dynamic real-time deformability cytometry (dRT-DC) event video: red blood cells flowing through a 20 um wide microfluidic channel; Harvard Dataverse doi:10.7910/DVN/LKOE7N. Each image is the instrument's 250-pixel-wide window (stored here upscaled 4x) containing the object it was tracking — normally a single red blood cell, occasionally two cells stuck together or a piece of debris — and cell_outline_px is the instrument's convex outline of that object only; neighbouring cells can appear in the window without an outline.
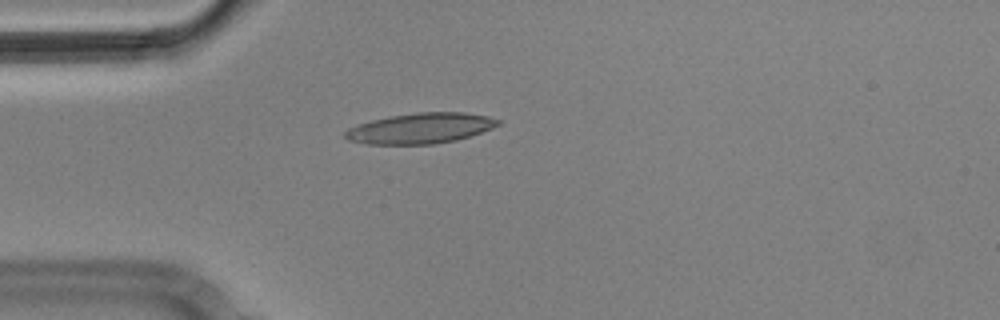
{"species": "Egyptian fruit bat (a non-hibernating species)", "species_latin": "Rousettus aegyptiacus", "temperature_condition": "cold", "stored_images_in_passage": 5, "camera_frame_rate_fps": 3000, "um_per_image_px": 0.085, "animal": {"sex": "male"}, "frame": {"image": 1, "passage_image": 5, "time_ms": 1.333, "image_size_px": [1000, 320], "cell_outline_px": [[500, 124], [492, 128], [456, 140], [432, 144], [368, 144], [348, 140], [344, 136], [344, 132], [348, 128], [372, 120], [388, 116], [416, 112], [464, 112], [488, 116], [500, 120]], "centroid_in_image_um": [35.73, 10.9], "position_along_channel_um": 49.3, "area_um2": 27.05}}